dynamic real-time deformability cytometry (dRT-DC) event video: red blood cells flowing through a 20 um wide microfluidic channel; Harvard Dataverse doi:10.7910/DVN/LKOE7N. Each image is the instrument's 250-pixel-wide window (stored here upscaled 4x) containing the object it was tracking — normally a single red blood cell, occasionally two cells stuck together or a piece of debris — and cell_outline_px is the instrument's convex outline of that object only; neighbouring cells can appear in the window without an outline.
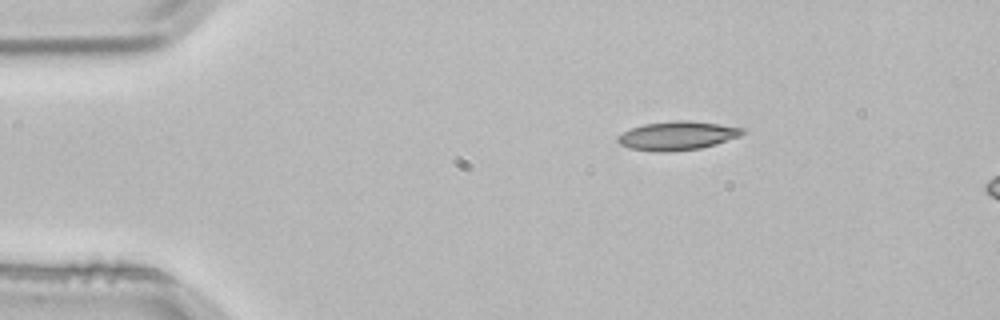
{"species": "common noctule bat (a hibernating species)", "species_latin": "Nyctalus noctula", "temperature_condition": "room temperature", "stored_images_in_passage": 3, "segment_of_instrument_passage": [1, 2], "camera_frame_rate_fps": 3000, "um_per_image_px": 0.085, "animal": {"sex": "male", "body_mass_g": 21.5, "forearm_length_mm": 52.0}, "frame": {"image": 1, "passage_image": 1, "time_ms": 0.0, "image_size_px": [1000, 320], "cell_outline_px": [[744, 132], [740, 136], [716, 144], [700, 148], [668, 152], [656, 152], [628, 148], [620, 144], [616, 140], [616, 136], [632, 128], [644, 124], [676, 120], [688, 120], [720, 124], [744, 128]], "centroid_in_image_um": [57.55, 11.54], "position_along_channel_um": 27.4, "area_um2": 20.92}}